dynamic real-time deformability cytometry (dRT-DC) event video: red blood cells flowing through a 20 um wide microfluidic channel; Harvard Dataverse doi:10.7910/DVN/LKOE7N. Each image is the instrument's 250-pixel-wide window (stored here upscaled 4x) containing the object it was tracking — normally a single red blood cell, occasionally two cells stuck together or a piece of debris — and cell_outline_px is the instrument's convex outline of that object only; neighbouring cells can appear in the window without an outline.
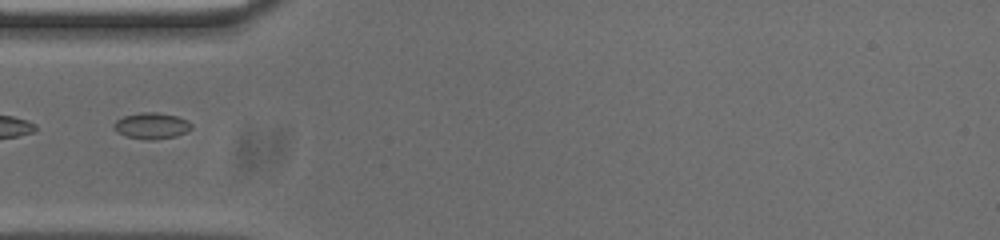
{"species": "common noctule bat (a hibernating species)", "species_latin": "Nyctalus noctula", "temperature_condition": "cold", "stored_images_in_passage": 31, "camera_frame_rate_fps": 3000, "um_per_image_px": 0.085, "animal": {"sex": "male", "body_mass_g": 20.0, "forearm_length_mm": 53.3}, "frame": {"image": 1, "passage_image": 1, "time_ms": 0.0, "image_size_px": [1000, 240], "cell_outline_px": [[192, 128], [188, 132], [176, 136], [152, 140], [148, 140], [124, 136], [116, 132], [112, 128], [112, 124], [116, 120], [124, 116], [140, 112], [156, 112], [176, 116], [188, 120], [192, 124]], "centroid_in_image_um": [12.87, 10.69], "position_along_channel_um": 72.1, "area_um2": 12.08}}